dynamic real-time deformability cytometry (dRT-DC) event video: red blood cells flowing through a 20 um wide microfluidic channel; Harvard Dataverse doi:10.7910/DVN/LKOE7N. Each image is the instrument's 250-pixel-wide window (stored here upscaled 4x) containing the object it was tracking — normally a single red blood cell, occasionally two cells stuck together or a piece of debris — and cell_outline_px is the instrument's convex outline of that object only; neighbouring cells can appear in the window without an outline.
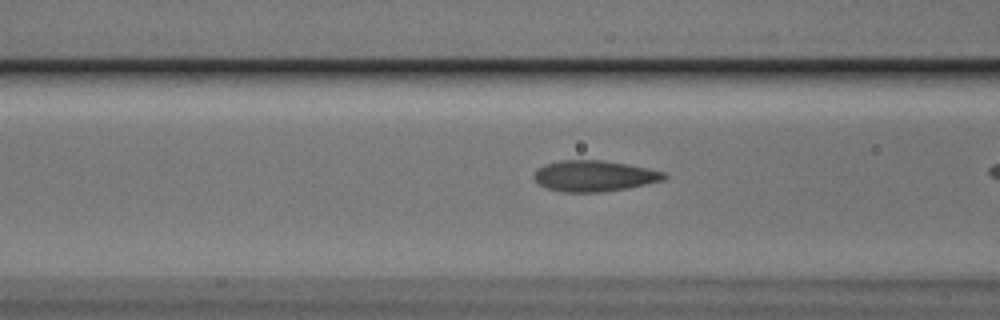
{"species": "Egyptian fruit bat (a non-hibernating species)", "species_latin": "Rousettus aegyptiacus", "temperature_condition": "cold", "stored_images_in_passage": 14, "camera_frame_rate_fps": 3000, "um_per_image_px": 0.085, "animal": {"sex": "male"}, "frame": {"image": 1, "passage_image": 8, "time_ms": 2.333, "image_size_px": [1000, 320], "cell_outline_px": [[668, 176], [664, 180], [628, 188], [604, 192], [564, 192], [548, 188], [540, 184], [532, 176], [536, 168], [544, 164], [560, 160], [604, 160], [648, 168], [664, 172]], "centroid_in_image_um": [50.5, 14.95], "position_along_channel_um": 116.1, "area_um2": 23.58}}